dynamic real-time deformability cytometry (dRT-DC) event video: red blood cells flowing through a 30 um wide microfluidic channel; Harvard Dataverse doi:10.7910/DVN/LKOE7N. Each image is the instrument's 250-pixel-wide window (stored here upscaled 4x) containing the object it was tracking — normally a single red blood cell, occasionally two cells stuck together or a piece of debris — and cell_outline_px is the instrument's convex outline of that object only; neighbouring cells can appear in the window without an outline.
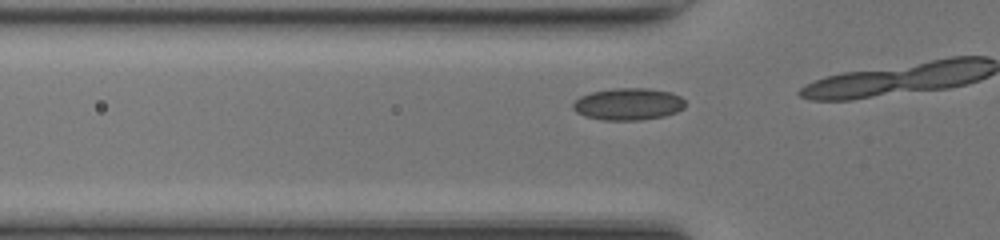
{"species": "common noctule bat (a hibernating species)", "species_latin": "Nyctalus noctula", "temperature_condition": "room temperature", "stored_images_in_passage": 9, "camera_frame_rate_fps": 3000, "um_per_image_px": 0.085, "animal": {"sex": "female", "body_mass_g": 17.0, "forearm_length_mm": 48.0}, "frame": {"image": 1, "passage_image": 7, "time_ms": 2.0, "image_size_px": [1000, 240], "cell_outline_px": [[684, 108], [676, 112], [664, 116], [640, 120], [600, 120], [584, 116], [576, 112], [572, 108], [572, 104], [580, 96], [592, 92], [612, 88], [648, 88], [672, 92], [680, 96], [684, 100]], "centroid_in_image_um": [53.39, 8.85], "position_along_channel_um": 72.4, "area_um2": 21.1}}